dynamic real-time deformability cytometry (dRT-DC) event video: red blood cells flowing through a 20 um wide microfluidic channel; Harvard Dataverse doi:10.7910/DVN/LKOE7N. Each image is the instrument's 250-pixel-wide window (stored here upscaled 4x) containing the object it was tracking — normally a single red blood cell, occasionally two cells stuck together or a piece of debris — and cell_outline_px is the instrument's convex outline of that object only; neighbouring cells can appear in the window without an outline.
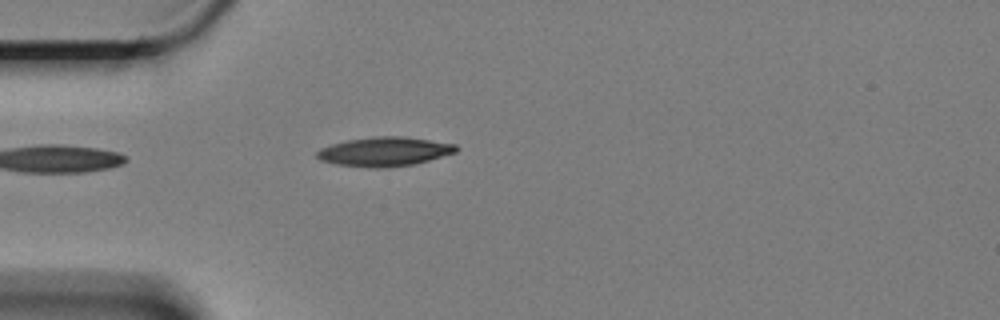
{"species": "Egyptian fruit bat (a non-hibernating species)", "species_latin": "Rousettus aegyptiacus", "temperature_condition": "cold", "stored_images_in_passage": 30, "camera_frame_rate_fps": 3000, "um_per_image_px": 0.085, "animal": {"sex": "female"}, "frame": {"image": 1, "passage_image": 11, "time_ms": 3.333, "image_size_px": [1000, 320], "cell_outline_px": [[460, 148], [456, 152], [428, 160], [412, 164], [376, 168], [372, 168], [336, 164], [320, 160], [316, 156], [316, 152], [320, 148], [332, 144], [348, 140], [372, 136], [400, 136], [456, 144]], "centroid_in_image_um": [32.65, 12.88], "position_along_channel_um": 52.3, "area_um2": 23.41}}
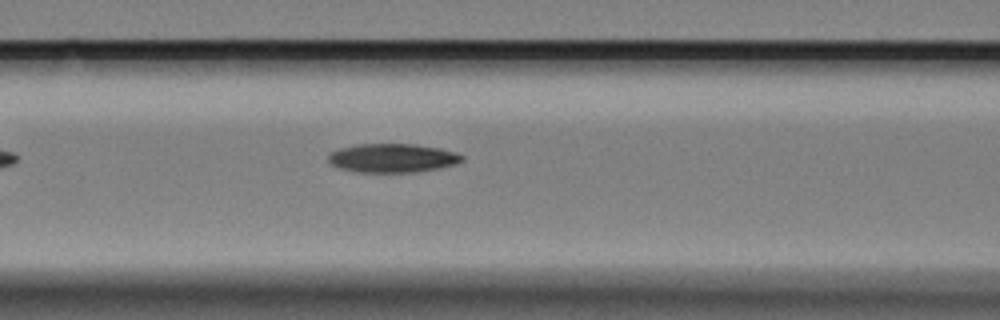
{"frame": {"image": 2, "passage_image": 19, "time_ms": 6.0, "image_size_px": [1000, 320], "cell_outline_px": [[464, 160], [456, 164], [440, 168], [420, 172], [356, 172], [340, 168], [332, 164], [328, 160], [328, 156], [332, 152], [340, 148], [360, 144], [416, 144], [440, 148], [456, 152], [464, 156]], "centroid_in_image_um": [33.42, 13.44], "position_along_channel_um": 133.2, "area_um2": 22.54}}
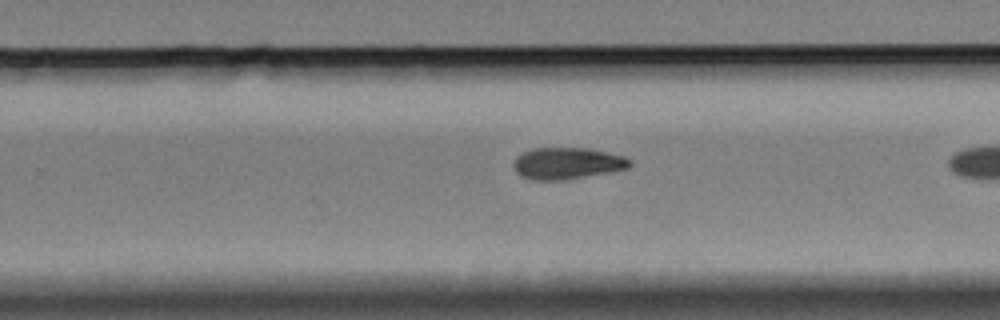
{"frame": {"image": 3, "passage_image": 29, "time_ms": 9.333, "image_size_px": [1000, 320], "cell_outline_px": [[632, 164], [628, 168], [612, 172], [564, 180], [532, 180], [520, 176], [516, 172], [512, 164], [516, 156], [532, 148], [588, 148], [624, 156], [632, 160]], "centroid_in_image_um": [48.21, 13.89], "position_along_channel_um": 281.6, "area_um2": 21.68}}